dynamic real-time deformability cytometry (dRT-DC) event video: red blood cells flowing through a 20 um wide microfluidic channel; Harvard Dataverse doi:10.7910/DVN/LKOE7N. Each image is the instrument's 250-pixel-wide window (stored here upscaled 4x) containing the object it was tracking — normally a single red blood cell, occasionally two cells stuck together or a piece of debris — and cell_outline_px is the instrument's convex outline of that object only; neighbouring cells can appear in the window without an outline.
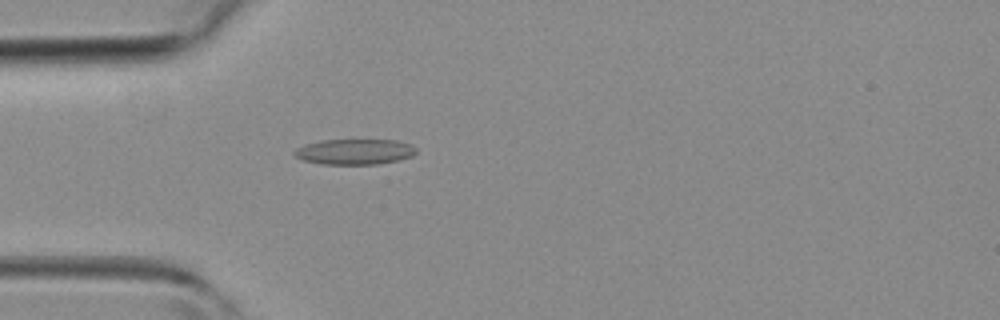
{"species": "common noctule bat (a hibernating species)", "species_latin": "Nyctalus noctula", "temperature_condition": "room temperature", "stored_images_in_passage": 33, "camera_frame_rate_fps": 3000, "um_per_image_px": 0.085, "animal": {"sex": "female", "body_mass_g": 19.3, "forearm_length_mm": 54.1}, "frame": {"image": 1, "passage_image": 4, "time_ms": 1.0, "image_size_px": [1000, 320], "cell_outline_px": [[416, 152], [412, 156], [400, 160], [376, 164], [320, 164], [304, 160], [296, 156], [292, 152], [296, 148], [304, 144], [320, 140], [396, 140], [412, 144], [416, 148]], "centroid_in_image_um": [30.15, 12.89], "position_along_channel_um": 54.9, "area_um2": 18.21}}
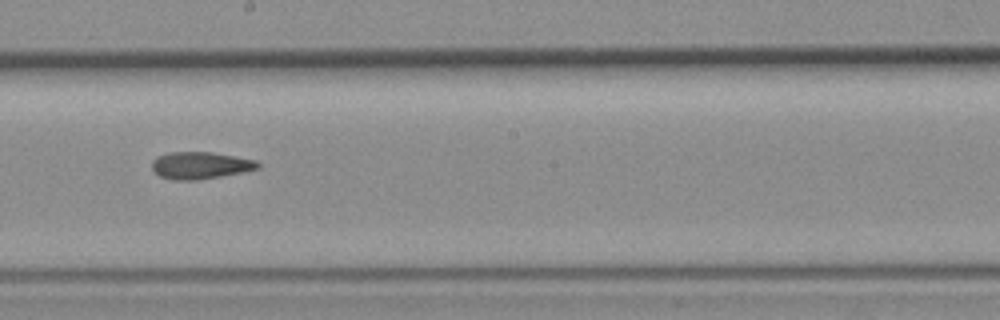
{"frame": {"image": 2, "passage_image": 15, "time_ms": 4.667, "image_size_px": [1000, 320], "cell_outline_px": [[260, 168], [244, 172], [200, 180], [172, 180], [160, 176], [152, 168], [152, 160], [156, 156], [168, 152], [212, 152], [256, 160], [260, 164]], "centroid_in_image_um": [17.03, 14.06], "position_along_channel_um": 231.2, "area_um2": 16.88}}
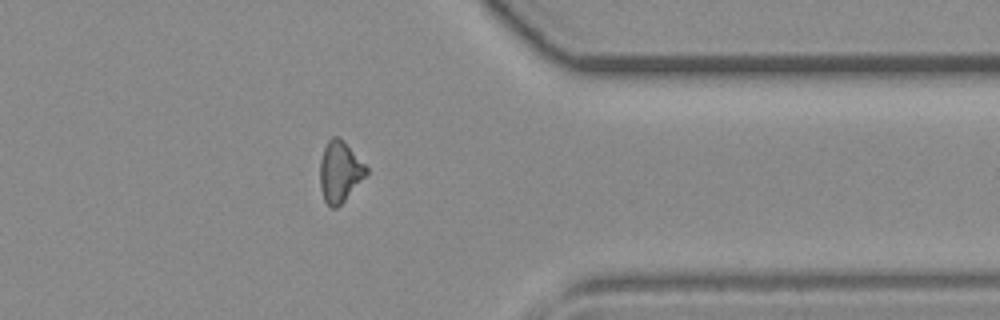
{"frame": {"image": 3, "passage_image": 25, "time_ms": 8.0, "image_size_px": [1000, 320], "cell_outline_px": [[368, 172], [344, 200], [336, 208], [332, 208], [324, 200], [320, 188], [320, 160], [324, 148], [328, 140], [332, 136], [336, 136], [368, 168]], "centroid_in_image_um": [28.84, 14.62], "position_along_channel_um": 382.6, "area_um2": 15.78}}